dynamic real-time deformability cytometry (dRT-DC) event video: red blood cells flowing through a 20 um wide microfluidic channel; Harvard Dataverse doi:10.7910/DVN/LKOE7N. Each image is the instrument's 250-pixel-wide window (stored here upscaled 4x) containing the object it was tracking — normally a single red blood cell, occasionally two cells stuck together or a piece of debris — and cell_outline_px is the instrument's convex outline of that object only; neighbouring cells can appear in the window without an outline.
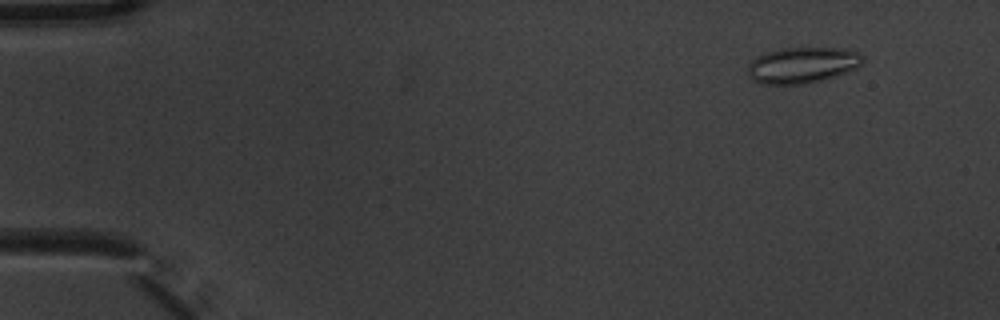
{"species": "common noctule bat (a hibernating species)", "species_latin": "Nyctalus noctula", "temperature_condition": "warm", "stored_images_in_passage": 5, "camera_frame_rate_fps": 3000, "um_per_image_px": 0.085, "animal": {"sex": "male", "body_mass_g": 20.1, "forearm_length_mm": 53.5}, "frame": {"image": 1, "passage_image": 2, "time_ms": 0.333, "image_size_px": [1000, 320], "cell_outline_px": [[864, 60], [856, 68], [848, 72], [836, 76], [808, 84], [760, 84], [752, 80], [748, 76], [748, 64], [756, 56], [768, 52], [784, 48], [844, 48], [860, 52], [864, 56]], "centroid_in_image_um": [68.21, 5.54], "position_along_channel_um": 16.8, "area_um2": 24.39}}
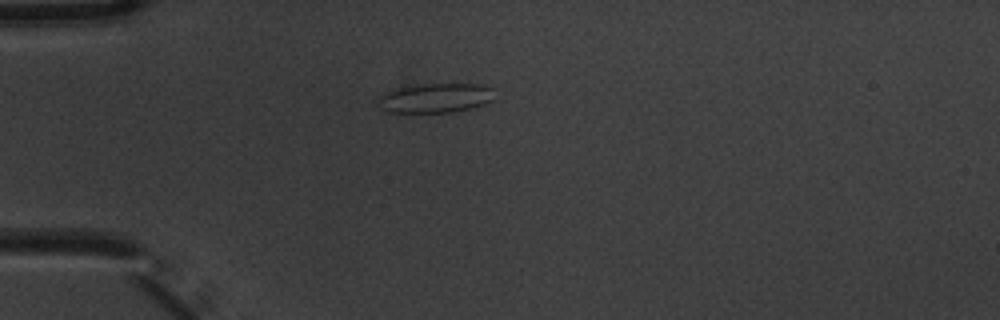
{"frame": {"image": 2, "passage_image": 5, "time_ms": 1.333, "image_size_px": [1000, 320], "cell_outline_px": [[496, 100], [472, 108], [452, 112], [388, 112], [380, 108], [376, 104], [376, 100], [380, 96], [388, 92], [400, 88], [416, 84], [484, 84], [492, 88]], "centroid_in_image_um": [37.05, 8.33], "position_along_channel_um": 47.9, "area_um2": 20.17}}